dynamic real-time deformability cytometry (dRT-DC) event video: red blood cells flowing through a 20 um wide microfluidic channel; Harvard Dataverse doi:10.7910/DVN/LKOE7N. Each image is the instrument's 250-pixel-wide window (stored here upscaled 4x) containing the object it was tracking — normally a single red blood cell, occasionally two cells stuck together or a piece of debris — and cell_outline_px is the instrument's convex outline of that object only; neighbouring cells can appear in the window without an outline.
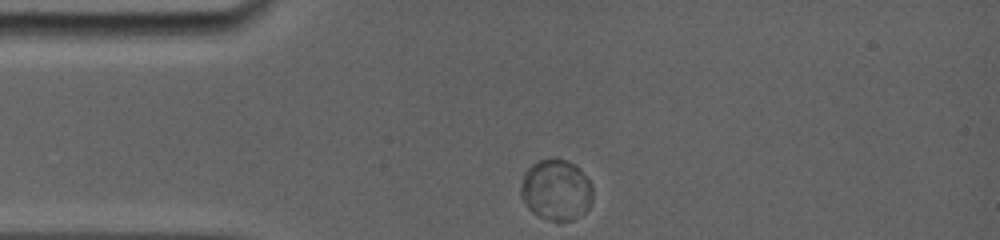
{"species": "common noctule bat (a hibernating species)", "species_latin": "Nyctalus noctula", "temperature_condition": "room temperature", "stored_images_in_passage": 9, "camera_frame_rate_fps": 5000, "um_per_image_px": 0.085, "animal": {"sex": "female", "body_mass_g": 19.0, "forearm_length_mm": 56.7}, "frame": {"image": 1, "passage_image": 1, "time_ms": 0.0, "image_size_px": [1000, 240], "cell_outline_px": [[592, 200], [588, 208], [584, 212], [572, 220], [548, 220], [532, 212], [524, 204], [520, 196], [520, 184], [524, 172], [532, 164], [540, 160], [556, 156], [568, 160], [576, 164], [580, 168], [592, 184]], "centroid_in_image_um": [47.26, 16.1], "position_along_channel_um": 37.7, "area_um2": 26.01}}
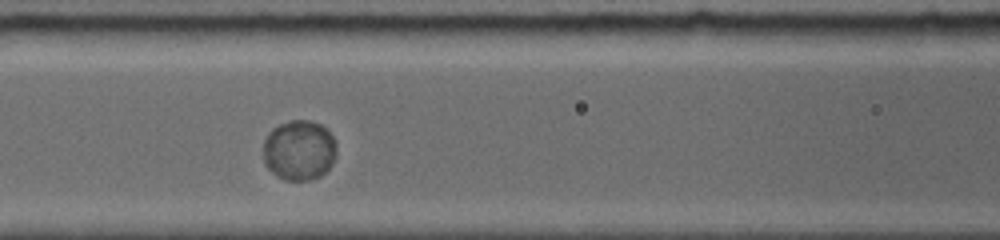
{"frame": {"image": 2, "passage_image": 6, "time_ms": 3.4, "image_size_px": [1000, 240], "cell_outline_px": [[336, 152], [332, 164], [320, 176], [308, 180], [284, 180], [272, 172], [264, 164], [264, 140], [268, 132], [272, 128], [280, 124], [292, 120], [312, 120], [328, 128], [336, 140]], "centroid_in_image_um": [25.44, 12.75], "position_along_channel_um": 141.2, "area_um2": 25.95}}
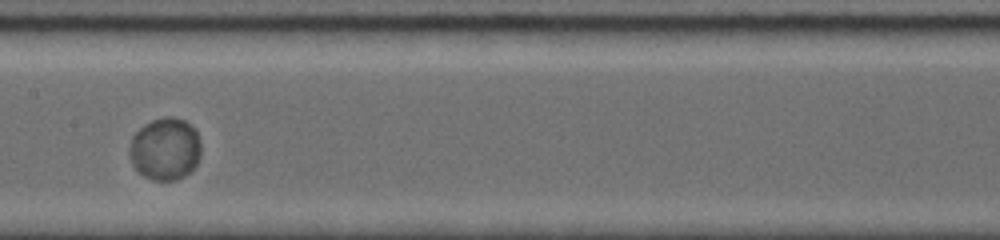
{"frame": {"image": 3, "passage_image": 8, "time_ms": 4.8, "image_size_px": [1000, 240], "cell_outline_px": [[200, 156], [192, 172], [176, 180], [152, 180], [144, 176], [132, 164], [128, 152], [128, 148], [132, 136], [144, 124], [152, 120], [164, 116], [172, 116], [184, 120], [196, 132], [200, 140]], "centroid_in_image_um": [14.02, 12.66], "position_along_channel_um": 193.4, "area_um2": 26.18}}